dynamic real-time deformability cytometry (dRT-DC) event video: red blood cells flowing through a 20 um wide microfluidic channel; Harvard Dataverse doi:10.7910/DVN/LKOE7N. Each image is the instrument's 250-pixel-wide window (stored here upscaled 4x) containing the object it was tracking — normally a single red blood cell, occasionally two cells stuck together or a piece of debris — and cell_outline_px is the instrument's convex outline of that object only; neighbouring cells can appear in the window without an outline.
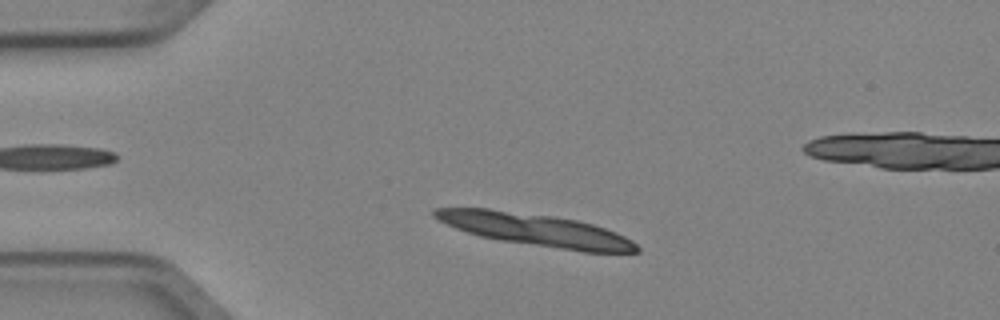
{"species": "Egyptian fruit bat (a non-hibernating species)", "species_latin": "Rousettus aegyptiacus", "temperature_condition": "cold", "stored_images_in_passage": 4, "camera_frame_rate_fps": 3000, "um_per_image_px": 0.085, "animal": {"sex": "female"}, "frame": {"image": 1, "passage_image": 2, "time_ms": 0.333, "image_size_px": [1000, 320], "cell_outline_px": [[640, 252], [580, 252], [500, 240], [480, 236], [456, 228], [432, 216], [432, 208], [488, 208], [552, 216], [576, 220], [592, 224], [616, 232], [632, 240], [640, 248]], "centroid_in_image_um": [45.55, 19.54], "position_along_channel_um": 39.4, "area_um2": 37.97}}